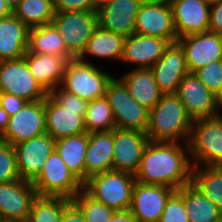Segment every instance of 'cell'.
Wrapping results in <instances>:
<instances>
[{"label":"cell","instance_id":"36","mask_svg":"<svg viewBox=\"0 0 222 222\" xmlns=\"http://www.w3.org/2000/svg\"><path fill=\"white\" fill-rule=\"evenodd\" d=\"M20 179L13 145L0 139V183Z\"/></svg>","mask_w":222,"mask_h":222},{"label":"cell","instance_id":"42","mask_svg":"<svg viewBox=\"0 0 222 222\" xmlns=\"http://www.w3.org/2000/svg\"><path fill=\"white\" fill-rule=\"evenodd\" d=\"M62 222H85L82 211L72 200L64 207Z\"/></svg>","mask_w":222,"mask_h":222},{"label":"cell","instance_id":"32","mask_svg":"<svg viewBox=\"0 0 222 222\" xmlns=\"http://www.w3.org/2000/svg\"><path fill=\"white\" fill-rule=\"evenodd\" d=\"M12 14L29 29L50 24L54 18L53 0H21Z\"/></svg>","mask_w":222,"mask_h":222},{"label":"cell","instance_id":"25","mask_svg":"<svg viewBox=\"0 0 222 222\" xmlns=\"http://www.w3.org/2000/svg\"><path fill=\"white\" fill-rule=\"evenodd\" d=\"M30 29L13 14L0 19V61L23 58Z\"/></svg>","mask_w":222,"mask_h":222},{"label":"cell","instance_id":"21","mask_svg":"<svg viewBox=\"0 0 222 222\" xmlns=\"http://www.w3.org/2000/svg\"><path fill=\"white\" fill-rule=\"evenodd\" d=\"M170 5L178 38L209 31L211 5L204 0H178Z\"/></svg>","mask_w":222,"mask_h":222},{"label":"cell","instance_id":"48","mask_svg":"<svg viewBox=\"0 0 222 222\" xmlns=\"http://www.w3.org/2000/svg\"><path fill=\"white\" fill-rule=\"evenodd\" d=\"M206 3H208L209 5H212V4H214V3H217V2H219V1H221V0H204Z\"/></svg>","mask_w":222,"mask_h":222},{"label":"cell","instance_id":"7","mask_svg":"<svg viewBox=\"0 0 222 222\" xmlns=\"http://www.w3.org/2000/svg\"><path fill=\"white\" fill-rule=\"evenodd\" d=\"M117 78L113 77L105 90L116 128L146 133L150 111L134 100L125 84Z\"/></svg>","mask_w":222,"mask_h":222},{"label":"cell","instance_id":"24","mask_svg":"<svg viewBox=\"0 0 222 222\" xmlns=\"http://www.w3.org/2000/svg\"><path fill=\"white\" fill-rule=\"evenodd\" d=\"M114 129L89 133L85 153V181L96 174L112 170Z\"/></svg>","mask_w":222,"mask_h":222},{"label":"cell","instance_id":"3","mask_svg":"<svg viewBox=\"0 0 222 222\" xmlns=\"http://www.w3.org/2000/svg\"><path fill=\"white\" fill-rule=\"evenodd\" d=\"M192 119L176 94H163L161 100L149 112L146 134L153 142L188 143Z\"/></svg>","mask_w":222,"mask_h":222},{"label":"cell","instance_id":"34","mask_svg":"<svg viewBox=\"0 0 222 222\" xmlns=\"http://www.w3.org/2000/svg\"><path fill=\"white\" fill-rule=\"evenodd\" d=\"M84 125L87 133L112 131L116 128L111 106L105 96L88 102Z\"/></svg>","mask_w":222,"mask_h":222},{"label":"cell","instance_id":"23","mask_svg":"<svg viewBox=\"0 0 222 222\" xmlns=\"http://www.w3.org/2000/svg\"><path fill=\"white\" fill-rule=\"evenodd\" d=\"M23 58L31 74L48 94L61 85L68 62L65 57L36 54L28 50Z\"/></svg>","mask_w":222,"mask_h":222},{"label":"cell","instance_id":"47","mask_svg":"<svg viewBox=\"0 0 222 222\" xmlns=\"http://www.w3.org/2000/svg\"><path fill=\"white\" fill-rule=\"evenodd\" d=\"M93 1V5L96 9H98L99 7H101L102 5L108 3L110 0H92Z\"/></svg>","mask_w":222,"mask_h":222},{"label":"cell","instance_id":"13","mask_svg":"<svg viewBox=\"0 0 222 222\" xmlns=\"http://www.w3.org/2000/svg\"><path fill=\"white\" fill-rule=\"evenodd\" d=\"M46 132L45 99L27 102L15 115L10 116L0 139L12 145L27 141Z\"/></svg>","mask_w":222,"mask_h":222},{"label":"cell","instance_id":"10","mask_svg":"<svg viewBox=\"0 0 222 222\" xmlns=\"http://www.w3.org/2000/svg\"><path fill=\"white\" fill-rule=\"evenodd\" d=\"M0 92L27 102L44 100L48 95L31 74L24 58L0 61Z\"/></svg>","mask_w":222,"mask_h":222},{"label":"cell","instance_id":"19","mask_svg":"<svg viewBox=\"0 0 222 222\" xmlns=\"http://www.w3.org/2000/svg\"><path fill=\"white\" fill-rule=\"evenodd\" d=\"M163 94H176L183 77L189 72L181 44L170 43L163 56L150 68Z\"/></svg>","mask_w":222,"mask_h":222},{"label":"cell","instance_id":"1","mask_svg":"<svg viewBox=\"0 0 222 222\" xmlns=\"http://www.w3.org/2000/svg\"><path fill=\"white\" fill-rule=\"evenodd\" d=\"M188 143L153 142L146 145L135 180L146 185H162L174 190L191 183L192 164Z\"/></svg>","mask_w":222,"mask_h":222},{"label":"cell","instance_id":"51","mask_svg":"<svg viewBox=\"0 0 222 222\" xmlns=\"http://www.w3.org/2000/svg\"><path fill=\"white\" fill-rule=\"evenodd\" d=\"M169 4H171L174 1H178V0H166Z\"/></svg>","mask_w":222,"mask_h":222},{"label":"cell","instance_id":"33","mask_svg":"<svg viewBox=\"0 0 222 222\" xmlns=\"http://www.w3.org/2000/svg\"><path fill=\"white\" fill-rule=\"evenodd\" d=\"M71 199L61 196L37 195L26 222H62L64 207Z\"/></svg>","mask_w":222,"mask_h":222},{"label":"cell","instance_id":"27","mask_svg":"<svg viewBox=\"0 0 222 222\" xmlns=\"http://www.w3.org/2000/svg\"><path fill=\"white\" fill-rule=\"evenodd\" d=\"M124 40V36L97 26L78 59L85 61L84 57L89 55L98 59L107 58L121 62Z\"/></svg>","mask_w":222,"mask_h":222},{"label":"cell","instance_id":"49","mask_svg":"<svg viewBox=\"0 0 222 222\" xmlns=\"http://www.w3.org/2000/svg\"><path fill=\"white\" fill-rule=\"evenodd\" d=\"M0 222H26V221H18V220H3V219H0Z\"/></svg>","mask_w":222,"mask_h":222},{"label":"cell","instance_id":"35","mask_svg":"<svg viewBox=\"0 0 222 222\" xmlns=\"http://www.w3.org/2000/svg\"><path fill=\"white\" fill-rule=\"evenodd\" d=\"M71 200L82 211L85 222H109L115 212L113 209L95 200L84 189L78 192Z\"/></svg>","mask_w":222,"mask_h":222},{"label":"cell","instance_id":"8","mask_svg":"<svg viewBox=\"0 0 222 222\" xmlns=\"http://www.w3.org/2000/svg\"><path fill=\"white\" fill-rule=\"evenodd\" d=\"M32 184L37 195L61 196L68 199H72L83 189V183L66 166L55 149Z\"/></svg>","mask_w":222,"mask_h":222},{"label":"cell","instance_id":"45","mask_svg":"<svg viewBox=\"0 0 222 222\" xmlns=\"http://www.w3.org/2000/svg\"><path fill=\"white\" fill-rule=\"evenodd\" d=\"M12 14V10L8 7L4 0H0V19Z\"/></svg>","mask_w":222,"mask_h":222},{"label":"cell","instance_id":"2","mask_svg":"<svg viewBox=\"0 0 222 222\" xmlns=\"http://www.w3.org/2000/svg\"><path fill=\"white\" fill-rule=\"evenodd\" d=\"M88 101L67 92L60 86L45 98L46 133L55 140L87 132L84 116Z\"/></svg>","mask_w":222,"mask_h":222},{"label":"cell","instance_id":"4","mask_svg":"<svg viewBox=\"0 0 222 222\" xmlns=\"http://www.w3.org/2000/svg\"><path fill=\"white\" fill-rule=\"evenodd\" d=\"M188 148L193 167L222 166V114L194 120Z\"/></svg>","mask_w":222,"mask_h":222},{"label":"cell","instance_id":"43","mask_svg":"<svg viewBox=\"0 0 222 222\" xmlns=\"http://www.w3.org/2000/svg\"><path fill=\"white\" fill-rule=\"evenodd\" d=\"M109 222H135L130 210L115 211Z\"/></svg>","mask_w":222,"mask_h":222},{"label":"cell","instance_id":"16","mask_svg":"<svg viewBox=\"0 0 222 222\" xmlns=\"http://www.w3.org/2000/svg\"><path fill=\"white\" fill-rule=\"evenodd\" d=\"M148 142L144 132L114 128L112 169L135 175Z\"/></svg>","mask_w":222,"mask_h":222},{"label":"cell","instance_id":"5","mask_svg":"<svg viewBox=\"0 0 222 222\" xmlns=\"http://www.w3.org/2000/svg\"><path fill=\"white\" fill-rule=\"evenodd\" d=\"M135 182L133 174L112 169L90 177L83 189L114 211L129 210Z\"/></svg>","mask_w":222,"mask_h":222},{"label":"cell","instance_id":"40","mask_svg":"<svg viewBox=\"0 0 222 222\" xmlns=\"http://www.w3.org/2000/svg\"><path fill=\"white\" fill-rule=\"evenodd\" d=\"M27 101L5 92H0V106L8 113L9 116L19 112Z\"/></svg>","mask_w":222,"mask_h":222},{"label":"cell","instance_id":"29","mask_svg":"<svg viewBox=\"0 0 222 222\" xmlns=\"http://www.w3.org/2000/svg\"><path fill=\"white\" fill-rule=\"evenodd\" d=\"M28 50L36 54L60 55L67 60L74 59L67 51L63 37L52 23L30 29Z\"/></svg>","mask_w":222,"mask_h":222},{"label":"cell","instance_id":"26","mask_svg":"<svg viewBox=\"0 0 222 222\" xmlns=\"http://www.w3.org/2000/svg\"><path fill=\"white\" fill-rule=\"evenodd\" d=\"M129 94L140 105L151 111L161 100L163 93L157 85L150 68H134L119 78Z\"/></svg>","mask_w":222,"mask_h":222},{"label":"cell","instance_id":"20","mask_svg":"<svg viewBox=\"0 0 222 222\" xmlns=\"http://www.w3.org/2000/svg\"><path fill=\"white\" fill-rule=\"evenodd\" d=\"M144 0H110L97 9L98 26L128 37L135 33V22Z\"/></svg>","mask_w":222,"mask_h":222},{"label":"cell","instance_id":"6","mask_svg":"<svg viewBox=\"0 0 222 222\" xmlns=\"http://www.w3.org/2000/svg\"><path fill=\"white\" fill-rule=\"evenodd\" d=\"M112 75L102 71L88 60H68L60 87L80 99L92 101L105 96Z\"/></svg>","mask_w":222,"mask_h":222},{"label":"cell","instance_id":"39","mask_svg":"<svg viewBox=\"0 0 222 222\" xmlns=\"http://www.w3.org/2000/svg\"><path fill=\"white\" fill-rule=\"evenodd\" d=\"M55 12L97 11L92 0H53Z\"/></svg>","mask_w":222,"mask_h":222},{"label":"cell","instance_id":"12","mask_svg":"<svg viewBox=\"0 0 222 222\" xmlns=\"http://www.w3.org/2000/svg\"><path fill=\"white\" fill-rule=\"evenodd\" d=\"M176 95L183 103L187 115L192 121L214 117L222 112V106L215 96L201 81L191 72H188L181 80Z\"/></svg>","mask_w":222,"mask_h":222},{"label":"cell","instance_id":"28","mask_svg":"<svg viewBox=\"0 0 222 222\" xmlns=\"http://www.w3.org/2000/svg\"><path fill=\"white\" fill-rule=\"evenodd\" d=\"M89 141V133L62 137L56 140L55 150L66 166L82 182H85V153Z\"/></svg>","mask_w":222,"mask_h":222},{"label":"cell","instance_id":"44","mask_svg":"<svg viewBox=\"0 0 222 222\" xmlns=\"http://www.w3.org/2000/svg\"><path fill=\"white\" fill-rule=\"evenodd\" d=\"M9 118L8 113L0 106V135L6 129Z\"/></svg>","mask_w":222,"mask_h":222},{"label":"cell","instance_id":"14","mask_svg":"<svg viewBox=\"0 0 222 222\" xmlns=\"http://www.w3.org/2000/svg\"><path fill=\"white\" fill-rule=\"evenodd\" d=\"M56 140L46 132L27 141L13 145L20 179L33 182L44 163L55 149Z\"/></svg>","mask_w":222,"mask_h":222},{"label":"cell","instance_id":"41","mask_svg":"<svg viewBox=\"0 0 222 222\" xmlns=\"http://www.w3.org/2000/svg\"><path fill=\"white\" fill-rule=\"evenodd\" d=\"M209 31L222 35V0L211 5Z\"/></svg>","mask_w":222,"mask_h":222},{"label":"cell","instance_id":"15","mask_svg":"<svg viewBox=\"0 0 222 222\" xmlns=\"http://www.w3.org/2000/svg\"><path fill=\"white\" fill-rule=\"evenodd\" d=\"M175 191L170 187L136 181L129 208L135 222H159L167 200Z\"/></svg>","mask_w":222,"mask_h":222},{"label":"cell","instance_id":"11","mask_svg":"<svg viewBox=\"0 0 222 222\" xmlns=\"http://www.w3.org/2000/svg\"><path fill=\"white\" fill-rule=\"evenodd\" d=\"M135 33L177 42L171 5L166 0H144L136 16Z\"/></svg>","mask_w":222,"mask_h":222},{"label":"cell","instance_id":"30","mask_svg":"<svg viewBox=\"0 0 222 222\" xmlns=\"http://www.w3.org/2000/svg\"><path fill=\"white\" fill-rule=\"evenodd\" d=\"M182 200L190 222H217L222 212L191 183L182 187Z\"/></svg>","mask_w":222,"mask_h":222},{"label":"cell","instance_id":"18","mask_svg":"<svg viewBox=\"0 0 222 222\" xmlns=\"http://www.w3.org/2000/svg\"><path fill=\"white\" fill-rule=\"evenodd\" d=\"M36 196L32 182L18 179L0 183V219L26 221Z\"/></svg>","mask_w":222,"mask_h":222},{"label":"cell","instance_id":"31","mask_svg":"<svg viewBox=\"0 0 222 222\" xmlns=\"http://www.w3.org/2000/svg\"><path fill=\"white\" fill-rule=\"evenodd\" d=\"M192 167L191 184L222 212V166Z\"/></svg>","mask_w":222,"mask_h":222},{"label":"cell","instance_id":"50","mask_svg":"<svg viewBox=\"0 0 222 222\" xmlns=\"http://www.w3.org/2000/svg\"><path fill=\"white\" fill-rule=\"evenodd\" d=\"M218 101H219L220 105L222 106V93H221V95L218 97Z\"/></svg>","mask_w":222,"mask_h":222},{"label":"cell","instance_id":"9","mask_svg":"<svg viewBox=\"0 0 222 222\" xmlns=\"http://www.w3.org/2000/svg\"><path fill=\"white\" fill-rule=\"evenodd\" d=\"M51 23L63 37L67 51L78 58L98 26L97 11L55 12Z\"/></svg>","mask_w":222,"mask_h":222},{"label":"cell","instance_id":"17","mask_svg":"<svg viewBox=\"0 0 222 222\" xmlns=\"http://www.w3.org/2000/svg\"><path fill=\"white\" fill-rule=\"evenodd\" d=\"M184 49L186 66L189 72L222 60V35L211 31L178 38Z\"/></svg>","mask_w":222,"mask_h":222},{"label":"cell","instance_id":"22","mask_svg":"<svg viewBox=\"0 0 222 222\" xmlns=\"http://www.w3.org/2000/svg\"><path fill=\"white\" fill-rule=\"evenodd\" d=\"M170 43L163 38L133 33L125 37L121 63L136 68H151L164 54Z\"/></svg>","mask_w":222,"mask_h":222},{"label":"cell","instance_id":"38","mask_svg":"<svg viewBox=\"0 0 222 222\" xmlns=\"http://www.w3.org/2000/svg\"><path fill=\"white\" fill-rule=\"evenodd\" d=\"M159 222H190L182 200V187L167 200Z\"/></svg>","mask_w":222,"mask_h":222},{"label":"cell","instance_id":"46","mask_svg":"<svg viewBox=\"0 0 222 222\" xmlns=\"http://www.w3.org/2000/svg\"><path fill=\"white\" fill-rule=\"evenodd\" d=\"M8 7L13 11V9L19 4L21 0H4Z\"/></svg>","mask_w":222,"mask_h":222},{"label":"cell","instance_id":"37","mask_svg":"<svg viewBox=\"0 0 222 222\" xmlns=\"http://www.w3.org/2000/svg\"><path fill=\"white\" fill-rule=\"evenodd\" d=\"M200 81L217 97L222 93V60L207 64L194 72Z\"/></svg>","mask_w":222,"mask_h":222}]
</instances>
